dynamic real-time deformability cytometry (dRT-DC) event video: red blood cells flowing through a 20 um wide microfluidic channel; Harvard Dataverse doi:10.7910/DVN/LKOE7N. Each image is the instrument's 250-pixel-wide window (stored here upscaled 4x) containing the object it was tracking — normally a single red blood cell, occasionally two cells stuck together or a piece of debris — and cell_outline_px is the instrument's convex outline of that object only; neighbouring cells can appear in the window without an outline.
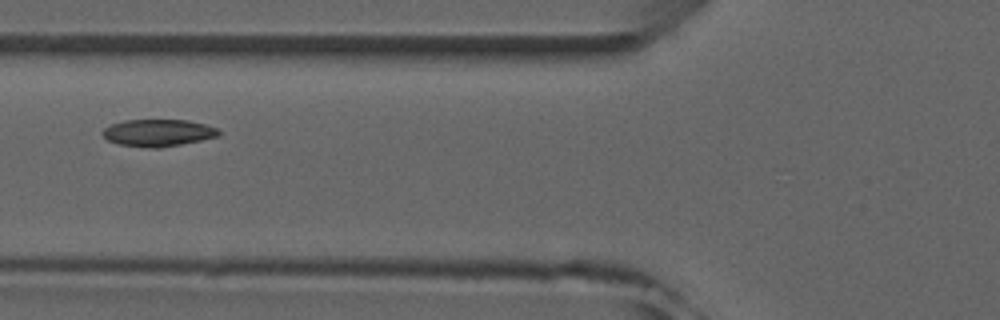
{"species": "common noctule bat (a hibernating species)", "species_latin": "Nyctalus noctula", "temperature_condition": "room temperature", "stored_images_in_passage": 7, "camera_frame_rate_fps": 3000, "um_per_image_px": 0.085, "animal": {"sex": "male", "forearm_length_mm": 52.5}, "frame": {"image": 1, "passage_image": 5, "time_ms": 4.667, "image_size_px": [1000, 320], "cell_outline_px": [[220, 136], [160, 148], [152, 148], [116, 144], [108, 140], [100, 132], [104, 128], [112, 124], [124, 120], [188, 120], [204, 124], [216, 128], [220, 132]], "centroid_in_image_um": [13.41, 11.29], "position_along_channel_um": 112.4, "area_um2": 18.26}}
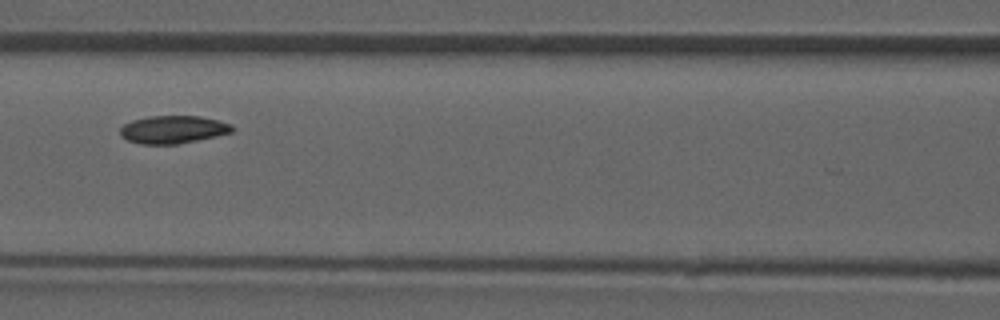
{"frame": {"image": 2, "passage_image": 6, "time_ms": 5.667, "image_size_px": [1000, 320], "cell_outline_px": [[236, 128], [232, 132], [216, 136], [176, 144], [140, 144], [128, 140], [120, 136], [120, 128], [124, 124], [132, 120], [148, 116], [200, 116], [232, 124]], "centroid_in_image_um": [14.7, 11.0], "position_along_channel_um": 151.9, "area_um2": 18.15}}